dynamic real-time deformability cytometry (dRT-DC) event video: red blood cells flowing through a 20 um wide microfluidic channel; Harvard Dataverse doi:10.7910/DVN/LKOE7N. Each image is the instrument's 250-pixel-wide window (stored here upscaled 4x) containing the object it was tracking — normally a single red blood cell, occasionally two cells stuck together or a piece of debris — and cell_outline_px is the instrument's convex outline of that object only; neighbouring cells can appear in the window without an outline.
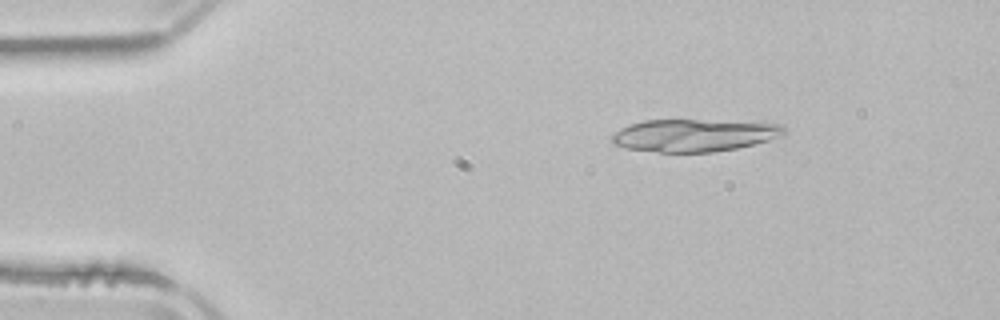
{"species": "common noctule bat (a hibernating species)", "species_latin": "Nyctalus noctula", "temperature_condition": "room temperature", "stored_images_in_passage": 3, "camera_frame_rate_fps": 3000, "um_per_image_px": 0.085, "animal": {"sex": "male", "body_mass_g": 21.5, "forearm_length_mm": 52.0}, "frame": {"image": 1, "passage_image": 1, "time_ms": 0.0, "image_size_px": [1000, 320], "cell_outline_px": [[784, 136], [736, 148], [712, 152], [660, 152], [624, 148], [612, 144], [612, 136], [620, 128], [628, 124], [644, 120], [764, 120], [780, 124], [784, 128]], "centroid_in_image_um": [59.07, 11.47], "position_along_channel_um": 25.9, "area_um2": 33.23}}
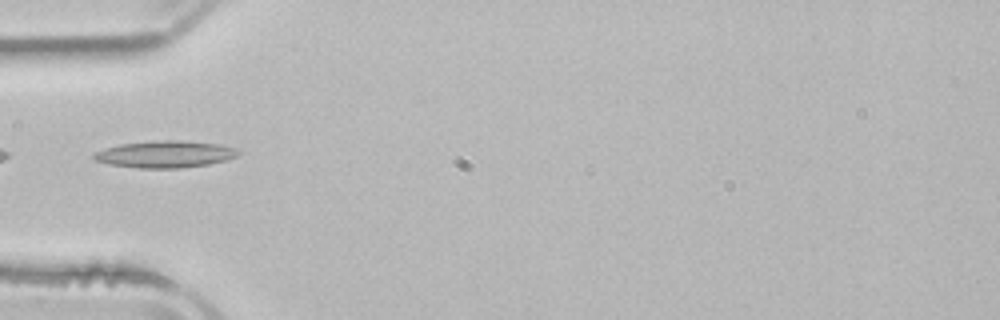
{"frame": {"image": 2, "passage_image": 3, "time_ms": 3.0, "image_size_px": [1000, 320], "cell_outline_px": [[240, 152], [236, 156], [228, 160], [208, 164], [184, 168], [136, 168], [112, 164], [96, 160], [92, 156], [96, 152], [120, 144], [152, 140], [180, 140], [220, 144], [236, 148]], "centroid_in_image_um": [14.09, 13.1], "position_along_channel_um": 70.9, "area_um2": 22.6}}